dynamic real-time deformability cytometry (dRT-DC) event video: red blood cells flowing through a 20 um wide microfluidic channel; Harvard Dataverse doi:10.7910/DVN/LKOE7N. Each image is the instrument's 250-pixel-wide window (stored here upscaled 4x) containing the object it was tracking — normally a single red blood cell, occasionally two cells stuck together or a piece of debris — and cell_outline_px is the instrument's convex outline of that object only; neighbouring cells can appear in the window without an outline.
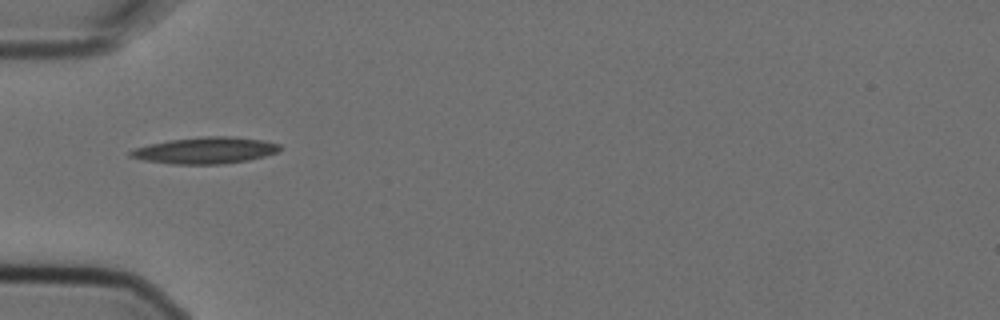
{"species": "Egyptian fruit bat (a non-hibernating species)", "species_latin": "Rousettus aegyptiacus", "temperature_condition": "cold", "stored_images_in_passage": 3, "camera_frame_rate_fps": 3000, "um_per_image_px": 0.085, "animal": {"sex": "female"}, "frame": {"image": 1, "passage_image": 1, "time_ms": 0.0, "image_size_px": [1000, 320], "cell_outline_px": [[280, 148], [276, 152], [264, 156], [248, 160], [224, 164], [172, 164], [144, 160], [128, 156], [128, 152], [136, 148], [148, 144], [168, 140], [200, 136], [228, 136], [264, 140], [280, 144]], "centroid_in_image_um": [17.43, 12.78], "position_along_channel_um": 67.6, "area_um2": 23.12}}
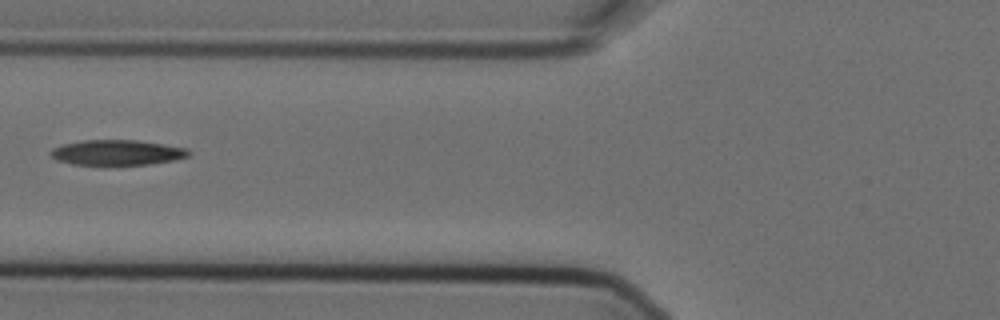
{"frame": {"image": 2, "passage_image": 2, "time_ms": 0.333, "image_size_px": [1000, 320], "cell_outline_px": [[192, 152], [188, 156], [176, 160], [152, 164], [108, 168], [72, 164], [56, 160], [48, 152], [52, 148], [60, 144], [84, 140], [136, 140], [164, 144], [188, 148]], "centroid_in_image_um": [9.93, 13.01], "position_along_channel_um": 115.9, "area_um2": 21.56}}
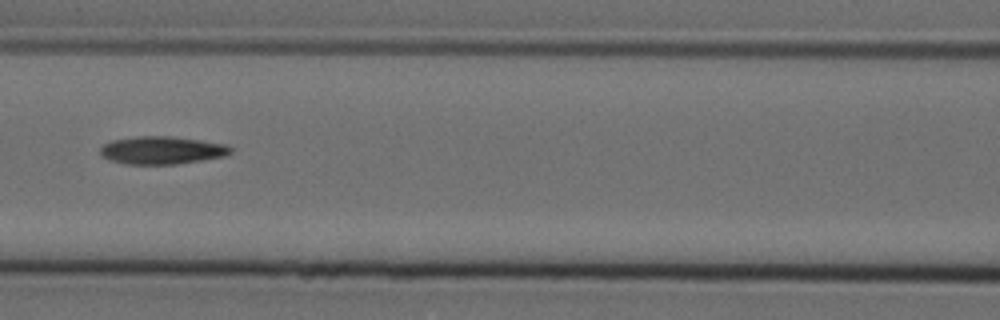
{"frame": {"image": 3, "passage_image": 3, "time_ms": 0.667, "image_size_px": [1000, 320], "cell_outline_px": [[232, 152], [224, 156], [176, 164], [128, 164], [108, 160], [100, 156], [100, 148], [104, 144], [112, 140], [136, 136], [172, 136], [228, 144], [232, 148]], "centroid_in_image_um": [13.74, 12.76], "position_along_channel_um": 152.9, "area_um2": 21.21}}